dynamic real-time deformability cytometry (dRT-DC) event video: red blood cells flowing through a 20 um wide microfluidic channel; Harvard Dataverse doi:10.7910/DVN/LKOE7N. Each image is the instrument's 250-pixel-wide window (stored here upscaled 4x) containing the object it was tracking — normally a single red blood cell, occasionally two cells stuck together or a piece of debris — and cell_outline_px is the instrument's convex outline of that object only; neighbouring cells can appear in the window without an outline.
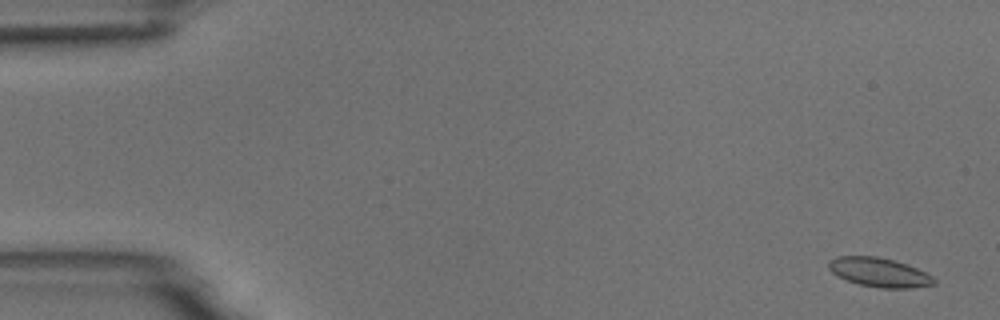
{"species": "common noctule bat (a hibernating species)", "species_latin": "Nyctalus noctula", "temperature_condition": "room temperature", "stored_images_in_passage": 4, "camera_frame_rate_fps": 3000, "um_per_image_px": 0.085, "animal": {"sex": "male", "body_mass_g": 18.8}, "frame": {"image": 1, "passage_image": 1, "time_ms": 0.0, "image_size_px": [1000, 320], "cell_outline_px": [[936, 284], [912, 288], [880, 288], [860, 284], [836, 276], [828, 268], [828, 260], [836, 256], [876, 256], [892, 260], [916, 268], [932, 276], [936, 280]], "centroid_in_image_um": [74.71, 23.15], "position_along_channel_um": 10.3, "area_um2": 17.8}}
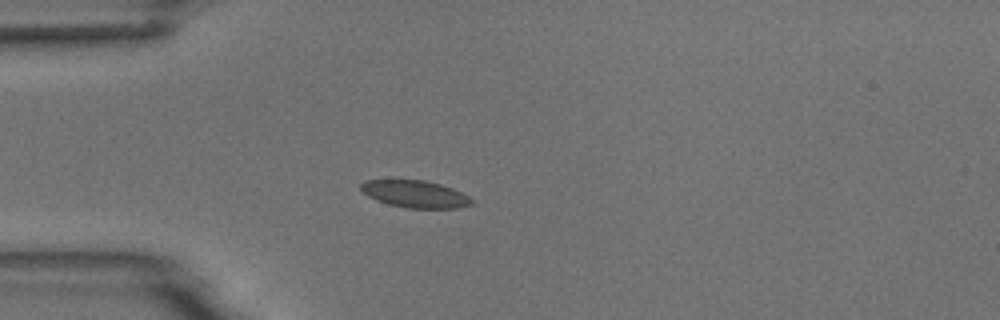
{"frame": {"image": 2, "passage_image": 4, "time_ms": 4.333, "image_size_px": [1000, 320], "cell_outline_px": [[476, 200], [472, 204], [460, 208], [408, 208], [388, 204], [376, 200], [368, 196], [360, 188], [360, 184], [364, 180], [424, 180], [440, 184], [452, 188]], "centroid_in_image_um": [35.3, 16.5], "position_along_channel_um": 49.7, "area_um2": 17.57}}